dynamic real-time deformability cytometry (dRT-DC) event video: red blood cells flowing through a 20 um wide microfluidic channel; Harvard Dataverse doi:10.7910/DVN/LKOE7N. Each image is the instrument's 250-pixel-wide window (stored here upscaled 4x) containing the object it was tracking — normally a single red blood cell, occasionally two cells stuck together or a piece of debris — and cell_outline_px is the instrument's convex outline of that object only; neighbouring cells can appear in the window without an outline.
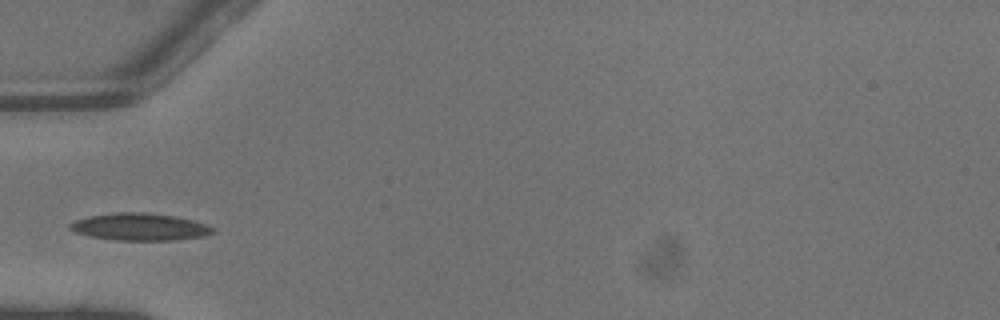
{"species": "common noctule bat (a hibernating species)", "species_latin": "Nyctalus noctula", "temperature_condition": "warm", "stored_images_in_passage": 3, "camera_frame_rate_fps": 3000, "um_per_image_px": 0.085, "animal": {"sex": "male", "body_mass_g": 13.3}, "frame": {"image": 1, "passage_image": 3, "time_ms": 0.667, "image_size_px": [1000, 320], "cell_outline_px": [[216, 232], [204, 236], [176, 240], [116, 240], [92, 236], [76, 232], [68, 228], [68, 224], [76, 220], [88, 216], [116, 212], [144, 212], [176, 216], [192, 220], [216, 228]], "centroid_in_image_um": [11.91, 19.28], "position_along_channel_um": 73.1, "area_um2": 22.66}}